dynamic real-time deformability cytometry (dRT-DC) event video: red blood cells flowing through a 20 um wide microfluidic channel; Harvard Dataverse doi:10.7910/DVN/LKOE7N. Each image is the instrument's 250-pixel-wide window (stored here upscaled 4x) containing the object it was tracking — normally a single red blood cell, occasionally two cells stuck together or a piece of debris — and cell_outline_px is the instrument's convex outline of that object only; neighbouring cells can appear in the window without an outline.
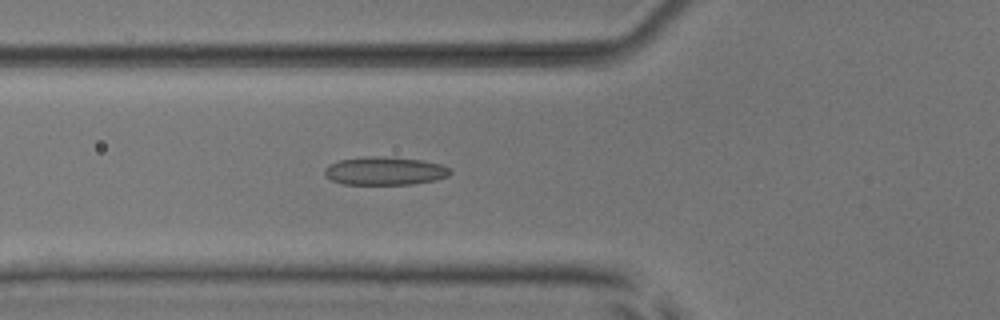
{"species": "common noctule bat (a hibernating species)", "species_latin": "Nyctalus noctula", "temperature_condition": "room temperature", "stored_images_in_passage": 52, "camera_frame_rate_fps": 3000, "um_per_image_px": 0.085, "animal": {"sex": "male", "body_mass_g": 17.9, "forearm_length_mm": 54.2}, "frame": {"image": 1, "passage_image": 19, "time_ms": 6.0, "image_size_px": [1000, 320], "cell_outline_px": [[452, 172], [448, 176], [436, 180], [412, 184], [344, 184], [332, 180], [324, 176], [324, 168], [328, 164], [340, 160], [364, 156], [380, 156], [420, 160], [440, 164], [448, 168]], "centroid_in_image_um": [32.67, 14.53], "position_along_channel_um": 93.1, "area_um2": 20.63}}
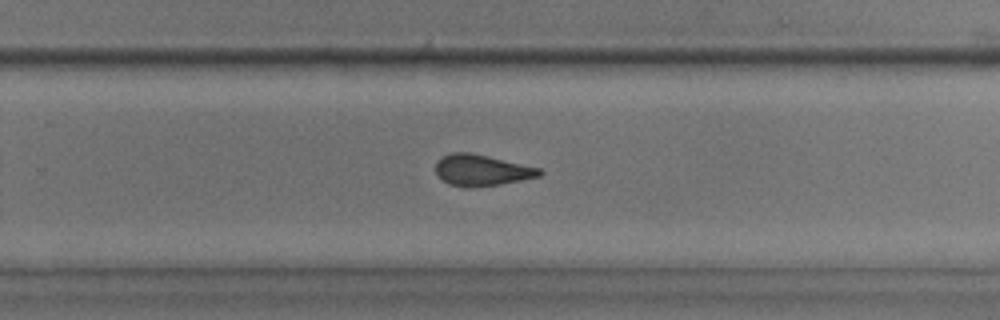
{"frame": {"image": 2, "passage_image": 34, "time_ms": 11.0, "image_size_px": [1000, 320], "cell_outline_px": [[544, 172], [540, 176], [500, 184], [472, 188], [468, 188], [448, 184], [440, 180], [436, 172], [436, 160], [440, 156], [452, 152], [468, 152], [540, 168]], "centroid_in_image_um": [40.88, 14.48], "position_along_channel_um": 288.9, "area_um2": 18.96}}
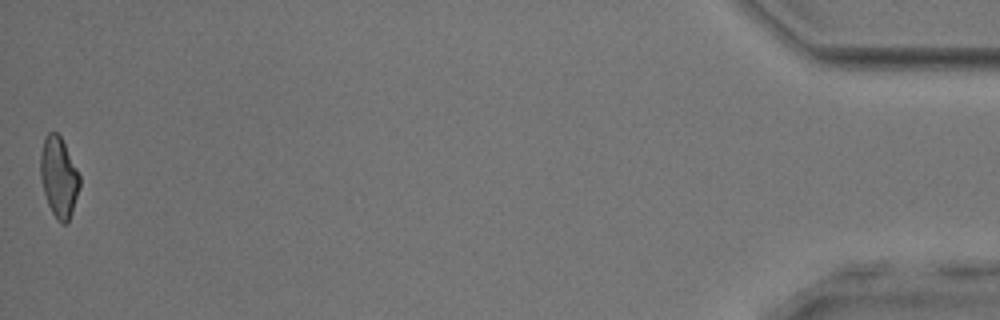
{"frame": {"image": 3, "passage_image": 52, "time_ms": 17.0, "image_size_px": [1000, 320], "cell_outline_px": [[80, 184], [72, 212], [68, 220], [64, 224], [60, 224], [56, 220], [48, 204], [44, 192], [40, 176], [40, 152], [44, 140], [48, 132], [56, 132], [60, 136], [80, 176]], "centroid_in_image_um": [4.98, 15.07], "position_along_channel_um": 430.2, "area_um2": 18.09}, "authors_computed_cell_mechanics": {"area_um2": 19.3919, "velocity_mm_per_s": 3.9245, "shape_relaxation_time_tau1_ms": 11.2181, "shape_relaxation_time_tau2_ms": 0.7008, "deformation_change_tau1": 0.2354, "deformation_change_tau2": 0.0835}}